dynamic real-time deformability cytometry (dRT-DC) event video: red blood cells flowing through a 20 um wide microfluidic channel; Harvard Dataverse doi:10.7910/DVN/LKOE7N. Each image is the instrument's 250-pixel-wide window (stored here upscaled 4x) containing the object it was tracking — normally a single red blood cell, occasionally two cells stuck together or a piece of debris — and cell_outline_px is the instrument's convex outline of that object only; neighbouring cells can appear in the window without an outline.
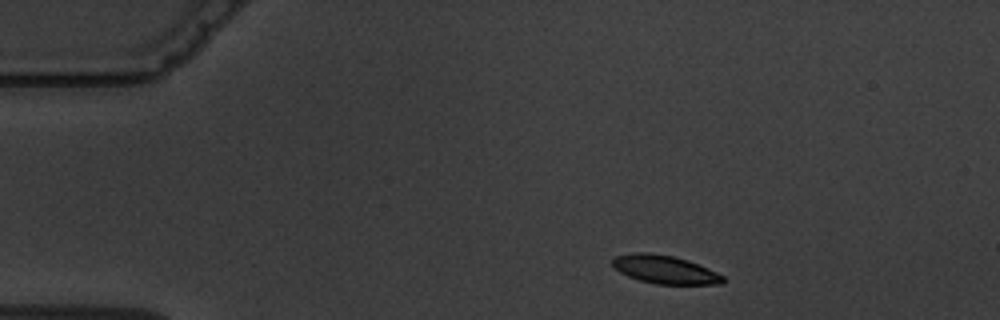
{"species": "common noctule bat (a hibernating species)", "species_latin": "Nyctalus noctula", "temperature_condition": "warm", "stored_images_in_passage": 3, "camera_frame_rate_fps": 3000, "um_per_image_px": 0.085, "animal": {"sex": "male", "body_mass_g": 19.5, "forearm_length_mm": 54.6}, "frame": {"image": 1, "passage_image": 1, "time_ms": 0.0, "image_size_px": [1000, 320], "cell_outline_px": [[724, 284], [656, 284], [640, 280], [628, 276], [620, 272], [612, 264], [612, 260], [616, 256], [636, 252], [648, 252], [672, 256], [688, 260], [708, 268], [724, 276]], "centroid_in_image_um": [56.53, 22.91], "position_along_channel_um": 28.5, "area_um2": 18.09}}